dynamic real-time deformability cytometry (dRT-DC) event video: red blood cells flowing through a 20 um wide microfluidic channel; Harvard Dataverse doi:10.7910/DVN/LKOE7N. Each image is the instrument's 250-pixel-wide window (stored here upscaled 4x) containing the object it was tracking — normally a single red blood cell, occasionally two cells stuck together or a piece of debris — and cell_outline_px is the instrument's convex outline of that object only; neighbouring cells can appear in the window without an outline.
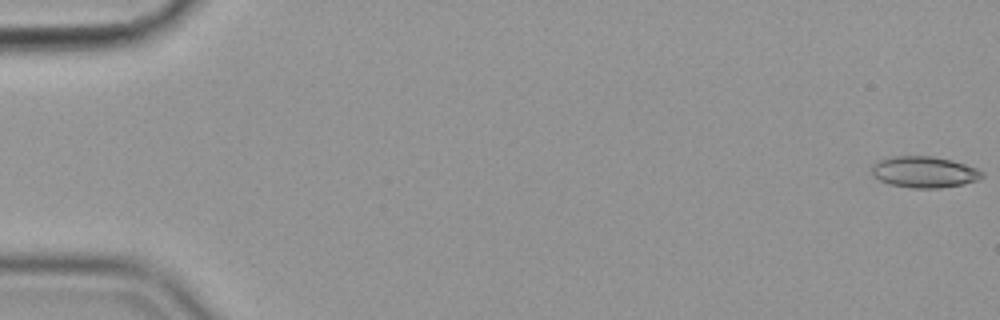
{"species": "common noctule bat (a hibernating species)", "species_latin": "Nyctalus noctula", "temperature_condition": "cold", "stored_images_in_passage": 57, "camera_frame_rate_fps": 3000, "um_per_image_px": 0.085, "animal": {"sex": "female", "body_mass_g": 19.9}, "frame": {"image": 1, "passage_image": 1, "time_ms": 0.0, "image_size_px": [1000, 320], "cell_outline_px": [[984, 176], [976, 180], [964, 184], [940, 188], [912, 188], [888, 184], [872, 176], [872, 164], [880, 160], [892, 156], [932, 156], [952, 160], [976, 168], [984, 172]], "centroid_in_image_um": [78.54, 14.62], "position_along_channel_um": 6.5, "area_um2": 20.17}}
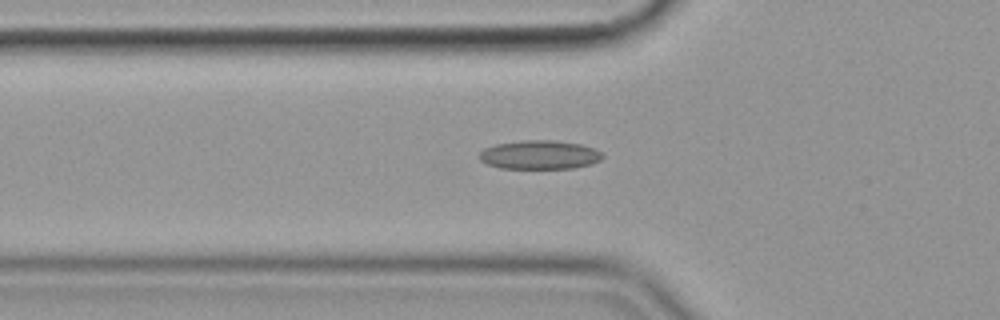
{"frame": {"image": 2, "passage_image": 20, "time_ms": 6.333, "image_size_px": [1000, 320], "cell_outline_px": [[604, 156], [600, 160], [592, 164], [572, 168], [500, 168], [488, 164], [480, 160], [480, 152], [484, 148], [496, 144], [524, 140], [556, 140], [580, 144], [592, 148], [600, 152]], "centroid_in_image_um": [45.87, 13.15], "position_along_channel_um": 79.9, "area_um2": 20.58}}
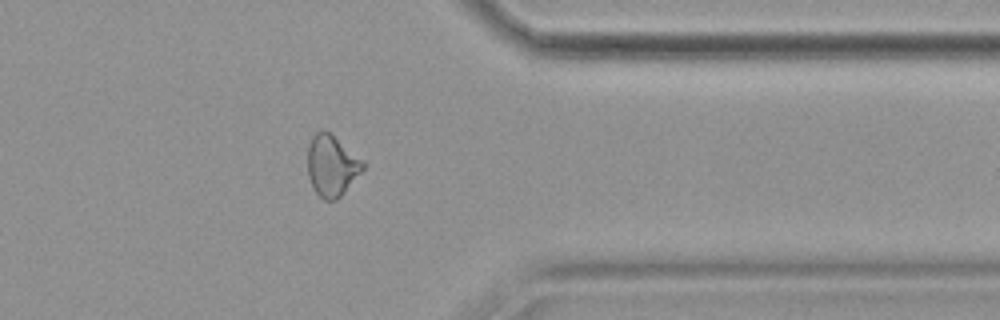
{"frame": {"image": 3, "passage_image": 46, "time_ms": 15.0, "image_size_px": [1000, 320], "cell_outline_px": [[364, 168], [344, 192], [336, 200], [324, 200], [316, 192], [308, 176], [308, 144], [312, 136], [320, 128], [324, 128], [360, 160], [364, 164]], "centroid_in_image_um": [28.14, 14.07], "position_along_channel_um": 383.3, "area_um2": 19.13}, "authors_computed_cell_mechanics": {"area_um2": 19.5364, "velocity_mm_per_s": 3.5967, "shape_relaxation_time_tau1_ms": null, "shape_relaxation_time_tau2_ms": 6.1078, "deformation_change_tau1": null, "deformation_change_tau2": 0.1341}}